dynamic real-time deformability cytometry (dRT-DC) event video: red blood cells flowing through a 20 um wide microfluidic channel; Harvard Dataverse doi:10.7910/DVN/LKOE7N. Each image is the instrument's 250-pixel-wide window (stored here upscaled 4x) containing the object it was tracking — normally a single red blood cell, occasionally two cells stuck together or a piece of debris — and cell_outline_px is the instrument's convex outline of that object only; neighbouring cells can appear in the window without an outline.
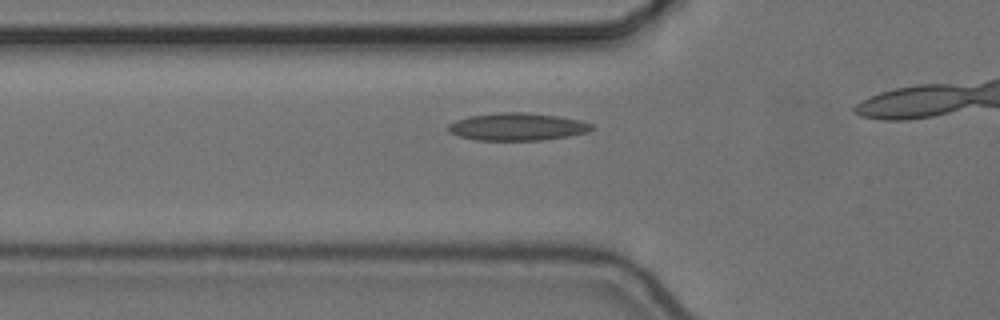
{"species": "common noctule bat (a hibernating species)", "species_latin": "Nyctalus noctula", "temperature_condition": "cold", "stored_images_in_passage": 17, "camera_frame_rate_fps": 3000, "um_per_image_px": 0.085, "animal": {"sex": "female", "body_mass_g": 24.6, "forearm_length_mm": 56.2}, "frame": {"image": 1, "passage_image": 12, "time_ms": 3.667, "image_size_px": [1000, 320], "cell_outline_px": [[592, 128], [588, 132], [568, 136], [540, 140], [476, 140], [460, 136], [448, 132], [444, 128], [448, 124], [456, 120], [468, 116], [496, 112], [524, 112], [556, 116], [580, 120], [592, 124]], "centroid_in_image_um": [43.9, 10.77], "position_along_channel_um": 81.9, "area_um2": 23.06}}
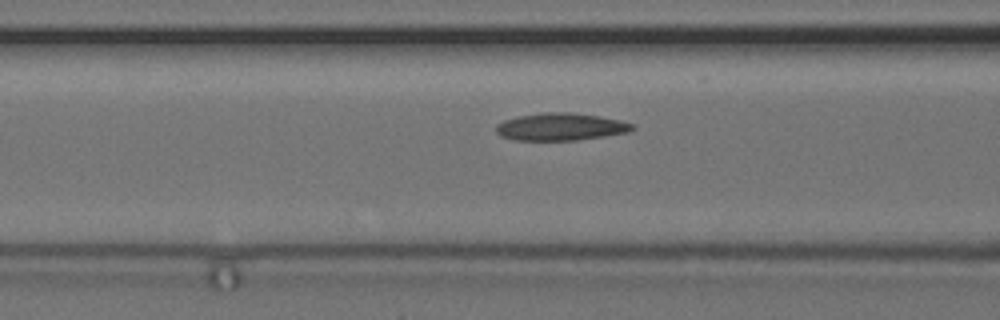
{"frame": {"image": 2, "passage_image": 15, "time_ms": 4.667, "image_size_px": [1000, 320], "cell_outline_px": [[636, 128], [628, 132], [580, 140], [516, 140], [500, 136], [496, 132], [496, 124], [504, 120], [516, 116], [544, 112], [572, 112], [600, 116], [620, 120], [636, 124]], "centroid_in_image_um": [47.67, 10.77], "position_along_channel_um": 118.9, "area_um2": 22.02}}